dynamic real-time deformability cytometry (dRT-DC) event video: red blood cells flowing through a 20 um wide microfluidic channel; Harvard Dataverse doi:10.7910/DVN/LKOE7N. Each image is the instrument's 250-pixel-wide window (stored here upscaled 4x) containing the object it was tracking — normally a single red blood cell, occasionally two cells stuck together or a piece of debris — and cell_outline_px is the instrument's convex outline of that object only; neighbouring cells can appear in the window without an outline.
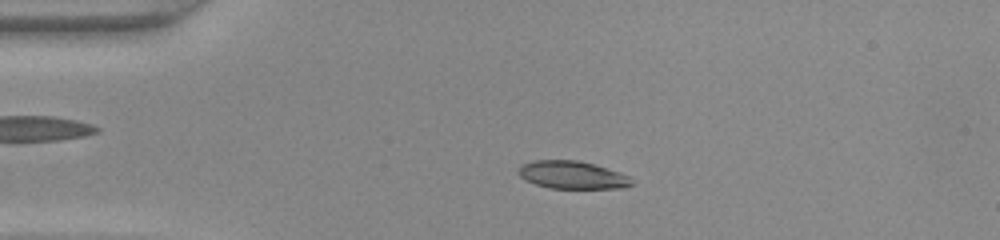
{"species": "common noctule bat (a hibernating species)", "species_latin": "Nyctalus noctula", "temperature_condition": "warm", "stored_images_in_passage": 47, "camera_frame_rate_fps": 3000, "um_per_image_px": 0.085, "animal": {"sex": "female", "body_mass_g": 22.0, "forearm_length_mm": 56.7}, "frame": {"image": 1, "passage_image": 10, "time_ms": 3.0, "image_size_px": [1000, 240], "cell_outline_px": [[636, 184], [624, 188], [552, 188], [536, 184], [520, 176], [516, 172], [520, 164], [536, 160], [576, 160], [592, 164], [628, 176]], "centroid_in_image_um": [48.62, 14.87], "position_along_channel_um": 36.4, "area_um2": 18.09}}
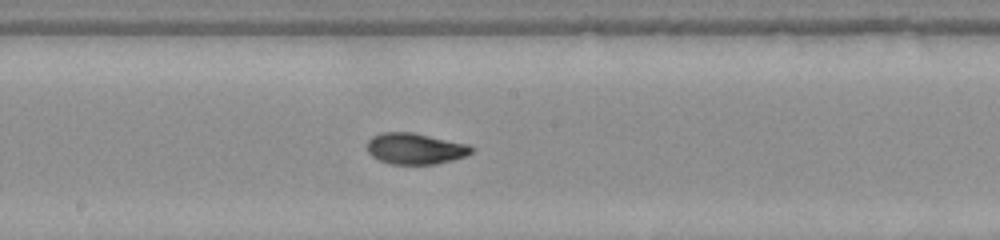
{"frame": {"image": 2, "passage_image": 25, "time_ms": 8.0, "image_size_px": [1000, 240], "cell_outline_px": [[476, 148], [472, 152], [464, 156], [452, 160], [436, 164], [388, 164], [372, 156], [368, 152], [368, 140], [372, 136], [380, 132], [412, 132], [468, 144]], "centroid_in_image_um": [35.29, 12.63], "position_along_channel_um": 212.9, "area_um2": 18.96}}
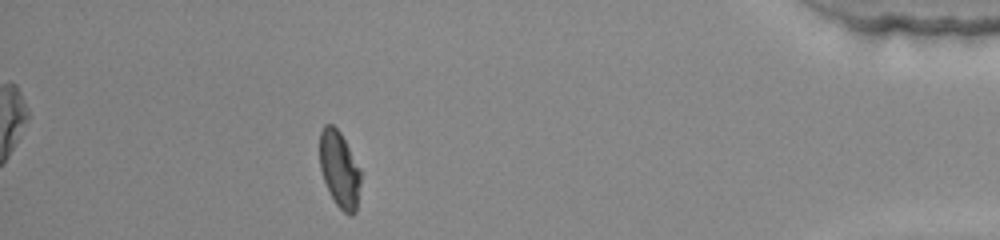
{"frame": {"image": 3, "passage_image": 42, "time_ms": 13.667, "image_size_px": [1000, 240], "cell_outline_px": [[360, 184], [356, 212], [352, 216], [348, 216], [336, 204], [328, 192], [320, 168], [320, 132], [324, 124], [332, 124], [340, 132], [360, 168]], "centroid_in_image_um": [28.85, 14.42], "position_along_channel_um": 406.4, "area_um2": 18.26}}